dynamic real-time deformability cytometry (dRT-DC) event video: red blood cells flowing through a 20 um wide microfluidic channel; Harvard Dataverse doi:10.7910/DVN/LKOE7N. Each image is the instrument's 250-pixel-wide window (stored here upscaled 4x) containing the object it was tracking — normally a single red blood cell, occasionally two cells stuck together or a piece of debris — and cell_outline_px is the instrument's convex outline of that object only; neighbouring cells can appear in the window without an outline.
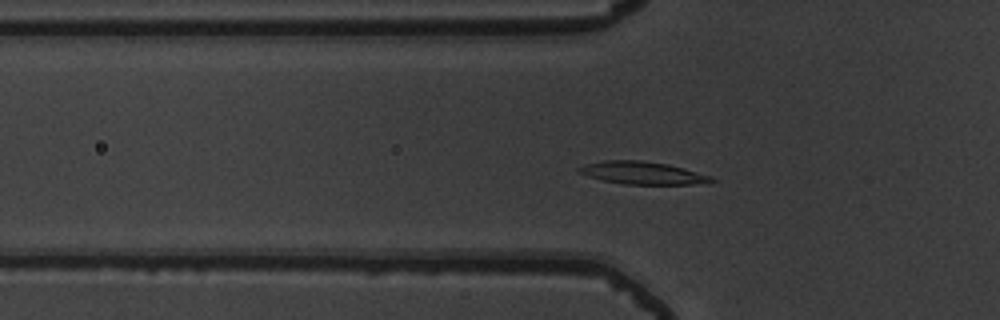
{"species": "common noctule bat (a hibernating species)", "species_latin": "Nyctalus noctula", "temperature_condition": "warm", "stored_images_in_passage": 41, "camera_frame_rate_fps": 3000, "um_per_image_px": 0.085, "animal": {"sex": "male", "body_mass_g": 19.5, "forearm_length_mm": 54.6}, "frame": {"image": 1, "passage_image": 5, "time_ms": 1.333, "image_size_px": [1000, 320], "cell_outline_px": [[716, 180], [708, 184], [624, 184], [604, 180], [588, 176], [576, 172], [576, 168], [584, 164], [604, 160], [640, 160], [668, 164], [684, 168], [708, 176]], "centroid_in_image_um": [54.57, 14.69], "position_along_channel_um": 71.2, "area_um2": 17.46}}
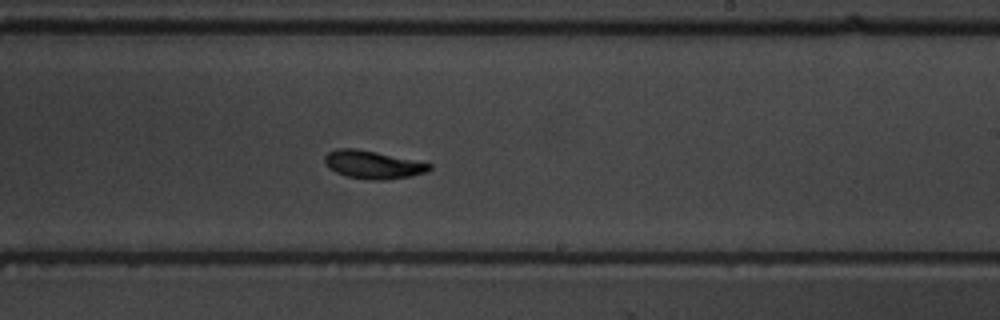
{"frame": {"image": 2, "passage_image": 20, "time_ms": 6.333, "image_size_px": [1000, 320], "cell_outline_px": [[432, 168], [428, 172], [412, 176], [384, 180], [368, 180], [348, 176], [336, 172], [328, 168], [324, 164], [324, 156], [328, 152], [336, 148], [356, 148], [376, 152], [432, 164]], "centroid_in_image_um": [31.67, 14.0], "position_along_channel_um": 257.3, "area_um2": 17.17}}
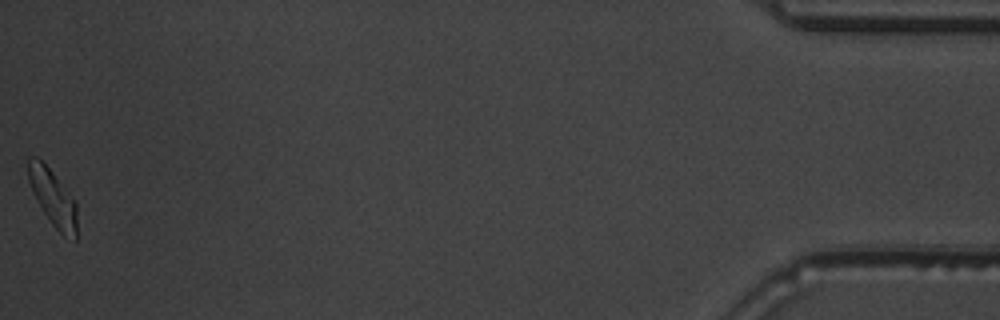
{"frame": {"image": 3, "passage_image": 41, "time_ms": 13.333, "image_size_px": [1000, 320], "cell_outline_px": [[76, 240], [64, 236], [52, 224], [36, 200], [28, 180], [28, 156], [36, 156], [52, 172], [76, 204]], "centroid_in_image_um": [4.47, 16.81], "position_along_channel_um": 430.7, "area_um2": 15.49}, "authors_computed_cell_mechanics": {"area_um2": 16.8198, "velocity_mm_per_s": 3.7395, "shape_relaxation_time_tau1_ms": 4.4118, "shape_relaxation_time_tau2_ms": 2.4345, "deformation_change_tau1": 0.1448, "deformation_change_tau2": 0.0687}}